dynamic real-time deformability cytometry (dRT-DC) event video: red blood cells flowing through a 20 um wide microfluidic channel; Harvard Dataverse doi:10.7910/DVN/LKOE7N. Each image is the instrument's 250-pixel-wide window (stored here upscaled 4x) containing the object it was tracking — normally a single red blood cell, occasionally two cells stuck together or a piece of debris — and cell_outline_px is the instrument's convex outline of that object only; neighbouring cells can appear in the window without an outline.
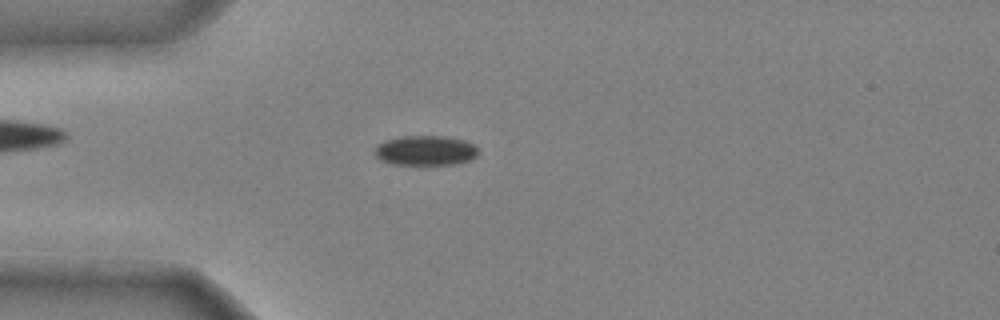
{"species": "common noctule bat (a hibernating species)", "species_latin": "Nyctalus noctula", "temperature_condition": "cold", "stored_images_in_passage": 46, "camera_frame_rate_fps": 3000, "um_per_image_px": 0.085, "animal": {"sex": "male", "body_mass_g": 20.4}, "frame": {"image": 1, "passage_image": 13, "time_ms": 4.0, "image_size_px": [1000, 320], "cell_outline_px": [[480, 152], [472, 160], [452, 164], [392, 164], [380, 160], [376, 156], [376, 144], [384, 140], [400, 136], [448, 136], [464, 140], [476, 144]], "centroid_in_image_um": [36.2, 12.78], "position_along_channel_um": 48.8, "area_um2": 18.26}}
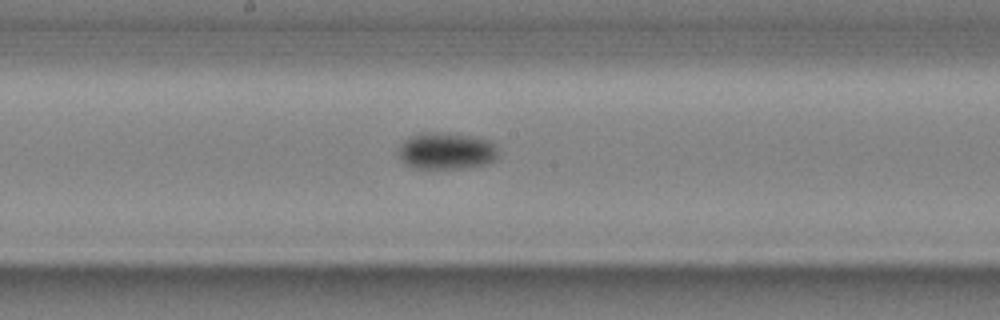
{"frame": {"image": 2, "passage_image": 26, "time_ms": 8.333, "image_size_px": [1000, 320], "cell_outline_px": [[500, 152], [496, 160], [488, 164], [472, 168], [416, 168], [408, 164], [400, 156], [400, 144], [404, 140], [420, 132], [448, 132], [472, 136], [492, 140]], "centroid_in_image_um": [38.05, 12.82], "position_along_channel_um": 210.2, "area_um2": 21.73}}
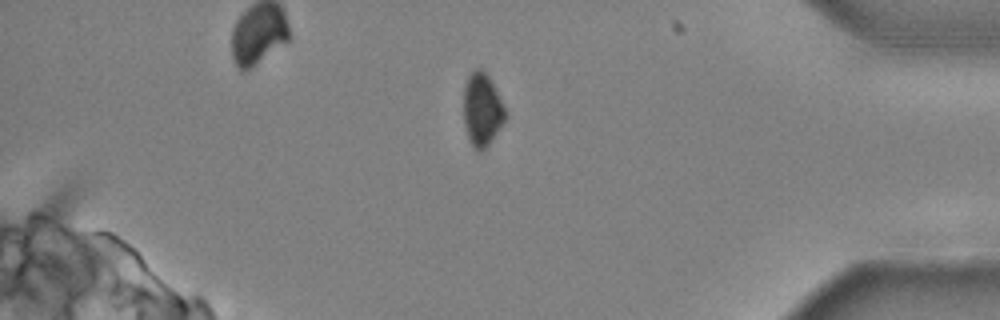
{"frame": {"image": 3, "passage_image": 42, "time_ms": 13.667, "image_size_px": [1000, 320], "cell_outline_px": [[508, 116], [488, 144], [480, 152], [476, 152], [472, 148], [468, 140], [464, 124], [464, 84], [468, 76], [476, 68], [484, 68]], "centroid_in_image_um": [40.94, 9.34], "position_along_channel_um": 394.3, "area_um2": 17.69}, "authors_computed_cell_mechanics": {"area_um2": 19.074, "velocity_mm_per_s": 3.9784, "shape_relaxation_time_tau1_ms": 3.8723, "shape_relaxation_time_tau2_ms": null, "deformation_change_tau1": 0.064, "deformation_change_tau2": null}}